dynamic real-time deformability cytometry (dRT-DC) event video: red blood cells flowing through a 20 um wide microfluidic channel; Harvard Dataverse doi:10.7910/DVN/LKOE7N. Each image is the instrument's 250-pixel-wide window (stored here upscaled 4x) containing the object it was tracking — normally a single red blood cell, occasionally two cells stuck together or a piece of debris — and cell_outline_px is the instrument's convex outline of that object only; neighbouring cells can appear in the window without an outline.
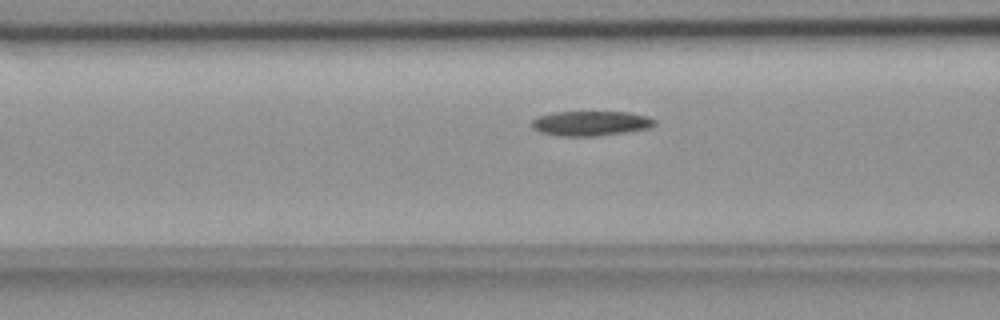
{"species": "common noctule bat (a hibernating species)", "species_latin": "Nyctalus noctula", "temperature_condition": "room temperature", "stored_images_in_passage": 32, "camera_frame_rate_fps": 3000, "um_per_image_px": 0.085, "animal": {"sex": "female", "body_mass_g": 18.4}, "frame": {"image": 1, "passage_image": 10, "time_ms": 3.0, "image_size_px": [1000, 320], "cell_outline_px": [[656, 124], [648, 128], [624, 132], [592, 136], [560, 136], [540, 132], [532, 128], [532, 120], [536, 116], [552, 112], [628, 112], [648, 116], [656, 120]], "centroid_in_image_um": [50.18, 10.47], "position_along_channel_um": 116.4, "area_um2": 17.74}}
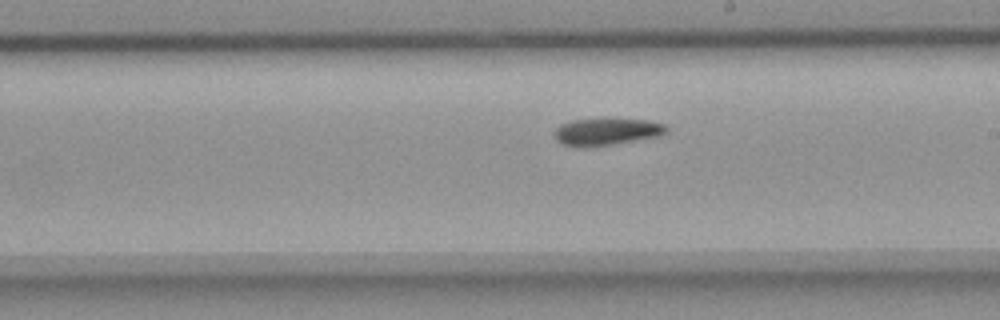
{"frame": {"image": 2, "passage_image": 20, "time_ms": 6.333, "image_size_px": [1000, 320], "cell_outline_px": [[668, 132], [660, 136], [608, 144], [564, 144], [556, 140], [552, 132], [560, 124], [572, 120], [644, 120], [664, 124], [668, 128]], "centroid_in_image_um": [51.59, 11.16], "position_along_channel_um": 237.4, "area_um2": 16.59}}
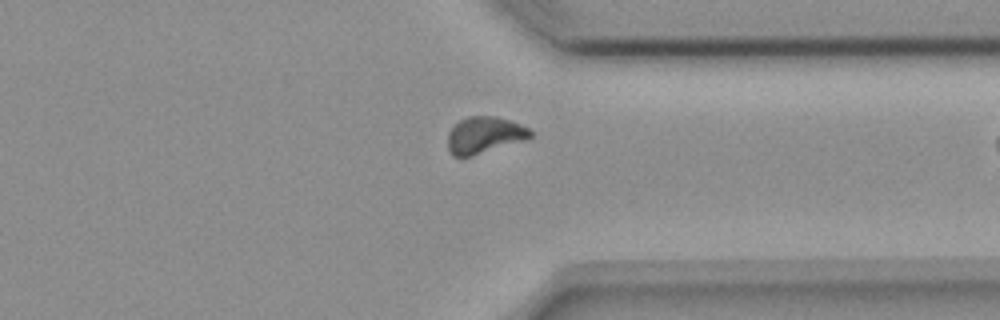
{"frame": {"image": 3, "passage_image": 31, "time_ms": 10.0, "image_size_px": [1000, 320], "cell_outline_px": [[532, 136], [528, 140], [472, 156], [452, 156], [448, 148], [448, 132], [460, 120], [468, 116], [492, 116], [508, 120], [520, 124], [528, 128], [532, 132]], "centroid_in_image_um": [41.19, 11.49], "position_along_channel_um": 370.2, "area_um2": 17.69}}